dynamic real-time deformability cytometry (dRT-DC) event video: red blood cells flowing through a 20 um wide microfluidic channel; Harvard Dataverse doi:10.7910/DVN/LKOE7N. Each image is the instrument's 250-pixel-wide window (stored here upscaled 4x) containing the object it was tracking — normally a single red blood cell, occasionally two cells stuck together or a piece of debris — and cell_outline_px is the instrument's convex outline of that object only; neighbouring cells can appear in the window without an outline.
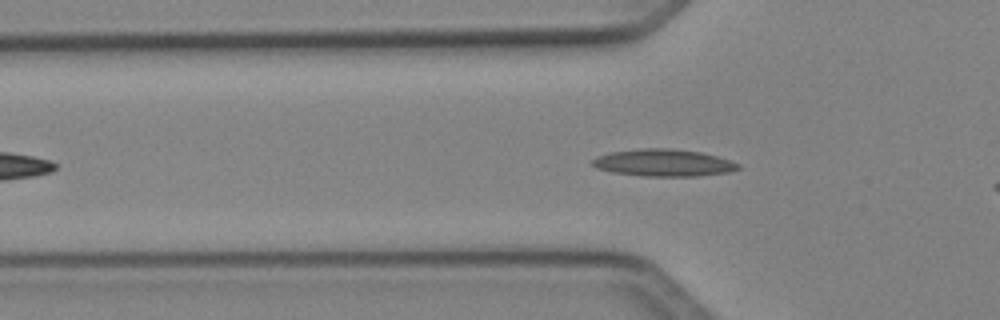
{"species": "Egyptian fruit bat (a non-hibernating species)", "species_latin": "Rousettus aegyptiacus", "temperature_condition": "cold", "stored_images_in_passage": 36, "camera_frame_rate_fps": 3000, "um_per_image_px": 0.085, "animal": {"sex": "female"}, "frame": {"image": 1, "passage_image": 9, "time_ms": 2.667, "image_size_px": [1000, 320], "cell_outline_px": [[740, 168], [728, 172], [696, 176], [640, 176], [612, 172], [596, 168], [592, 164], [592, 160], [596, 156], [608, 152], [640, 148], [668, 148], [700, 152], [716, 156], [740, 164]], "centroid_in_image_um": [56.34, 13.83], "position_along_channel_um": 69.5, "area_um2": 23.06}}
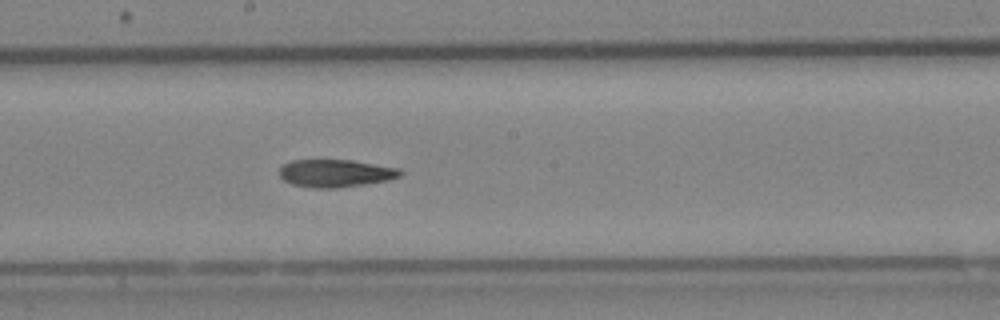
{"frame": {"image": 2, "passage_image": 20, "time_ms": 6.333, "image_size_px": [1000, 320], "cell_outline_px": [[404, 172], [400, 176], [388, 180], [340, 188], [312, 188], [292, 184], [284, 180], [280, 176], [280, 168], [284, 164], [292, 160], [352, 160], [400, 168]], "centroid_in_image_um": [28.54, 14.73], "position_along_channel_um": 219.7, "area_um2": 19.54}}
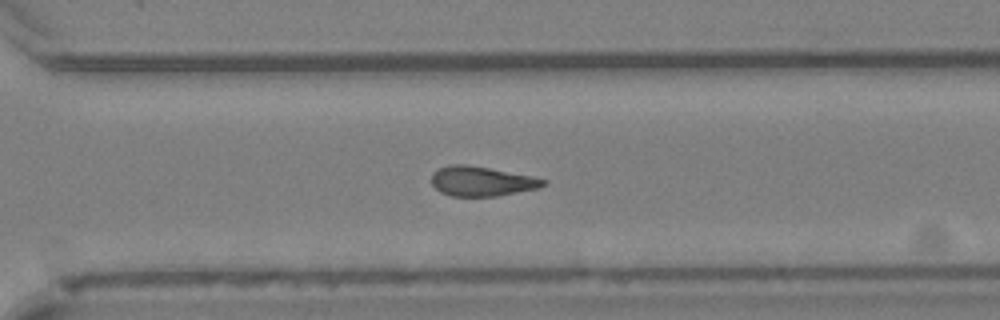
{"frame": {"image": 3, "passage_image": 28, "time_ms": 9.0, "image_size_px": [1000, 320], "cell_outline_px": [[548, 180], [540, 188], [496, 196], [452, 196], [440, 192], [432, 184], [432, 172], [436, 168], [452, 164], [468, 164], [532, 176]], "centroid_in_image_um": [40.92, 15.4], "position_along_channel_um": 329.7, "area_um2": 19.42}}